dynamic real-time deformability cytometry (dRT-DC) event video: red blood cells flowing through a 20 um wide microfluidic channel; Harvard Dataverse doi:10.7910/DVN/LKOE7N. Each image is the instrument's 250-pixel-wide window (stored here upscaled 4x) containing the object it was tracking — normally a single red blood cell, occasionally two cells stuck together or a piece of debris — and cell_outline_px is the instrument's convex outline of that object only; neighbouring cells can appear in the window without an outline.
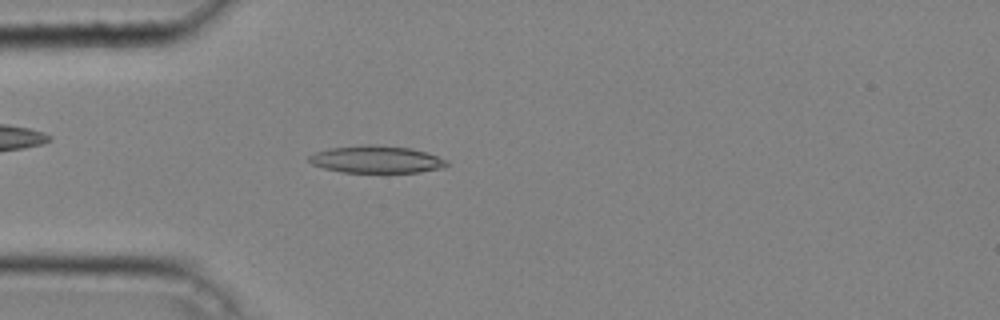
{"species": "common noctule bat (a hibernating species)", "species_latin": "Nyctalus noctula", "temperature_condition": "cold", "stored_images_in_passage": 43, "camera_frame_rate_fps": 3000, "um_per_image_px": 0.085, "animal": {"sex": "male", "body_mass_g": 20.4}, "frame": {"image": 1, "passage_image": 12, "time_ms": 3.667, "image_size_px": [1000, 320], "cell_outline_px": [[448, 164], [444, 168], [420, 172], [340, 172], [324, 168], [312, 164], [308, 160], [308, 156], [316, 152], [328, 148], [364, 144], [372, 144], [412, 148], [448, 160]], "centroid_in_image_um": [31.98, 13.54], "position_along_channel_um": 53.0, "area_um2": 21.96}}
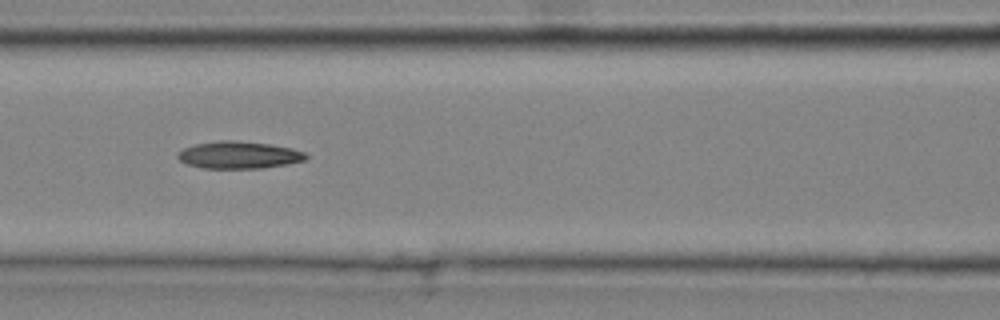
{"frame": {"image": 2, "passage_image": 19, "time_ms": 6.0, "image_size_px": [1000, 320], "cell_outline_px": [[308, 156], [304, 160], [288, 164], [264, 168], [200, 168], [188, 164], [180, 160], [176, 156], [184, 148], [196, 144], [216, 140], [232, 140], [272, 144], [292, 148], [304, 152]], "centroid_in_image_um": [20.32, 13.17], "position_along_channel_um": 146.3, "area_um2": 20.35}}
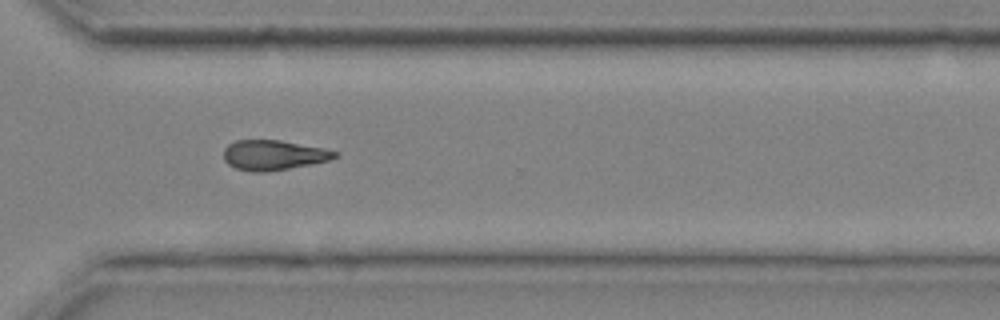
{"frame": {"image": 3, "passage_image": 33, "time_ms": 10.667, "image_size_px": [1000, 320], "cell_outline_px": [[340, 156], [328, 160], [288, 168], [264, 172], [252, 172], [236, 168], [228, 164], [224, 160], [224, 148], [228, 144], [236, 140], [280, 140], [324, 148], [336, 152]], "centroid_in_image_um": [23.21, 13.17], "position_along_channel_um": 347.4, "area_um2": 19.25}, "authors_computed_cell_mechanics": {"area_um2": 19.7098, "velocity_mm_per_s": 4.303, "shape_relaxation_time_tau1_ms": 4.3163, "shape_relaxation_time_tau2_ms": 6.2551, "deformation_change_tau1": 0.1314, "deformation_change_tau2": 0.1838}}